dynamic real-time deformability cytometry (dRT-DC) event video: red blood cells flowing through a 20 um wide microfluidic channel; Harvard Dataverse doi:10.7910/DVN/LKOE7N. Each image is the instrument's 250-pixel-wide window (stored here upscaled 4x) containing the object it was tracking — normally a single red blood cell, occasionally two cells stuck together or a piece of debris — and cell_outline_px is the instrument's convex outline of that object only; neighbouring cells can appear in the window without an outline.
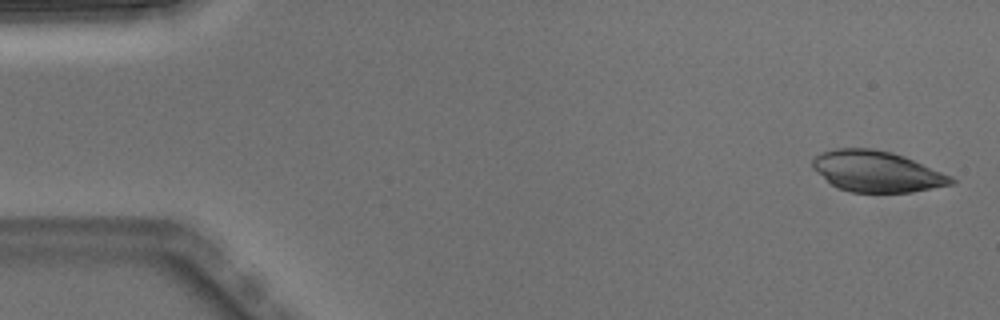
{"species": "Egyptian fruit bat (a non-hibernating species)", "species_latin": "Rousettus aegyptiacus", "temperature_condition": "warm", "stored_images_in_passage": 5, "camera_frame_rate_fps": 3000, "um_per_image_px": 0.085, "animal": {"sex": "male"}, "frame": {"image": 1, "passage_image": 1, "time_ms": 0.0, "image_size_px": [1000, 320], "cell_outline_px": [[956, 180], [952, 184], [912, 192], [852, 192], [836, 188], [816, 172], [812, 168], [812, 160], [816, 156], [824, 152], [836, 148], [872, 148], [892, 152], [904, 156], [952, 176]], "centroid_in_image_um": [74.51, 14.57], "position_along_channel_um": 10.5, "area_um2": 33.0}}